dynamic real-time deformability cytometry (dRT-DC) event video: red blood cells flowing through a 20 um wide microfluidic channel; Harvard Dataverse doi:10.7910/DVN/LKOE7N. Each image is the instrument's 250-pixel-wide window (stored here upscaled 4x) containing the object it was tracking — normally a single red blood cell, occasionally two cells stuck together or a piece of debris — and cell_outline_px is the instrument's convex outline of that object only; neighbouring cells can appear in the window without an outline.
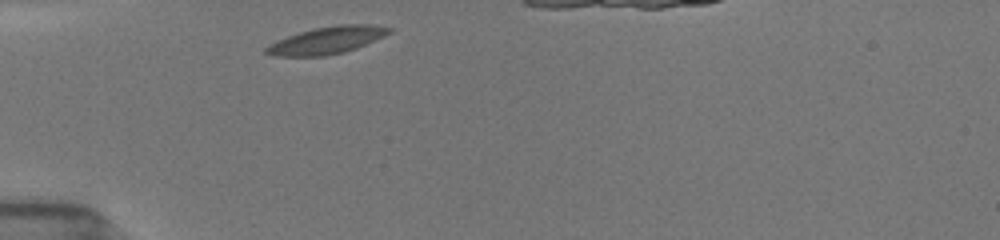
{"species": "common noctule bat (a hibernating species)", "species_latin": "Nyctalus noctula", "temperature_condition": "room temperature", "stored_images_in_passage": 7, "camera_frame_rate_fps": 3000, "um_per_image_px": 0.085, "animal": {"sex": "female", "body_mass_g": 19.5, "forearm_length_mm": 54.1}, "frame": {"image": 1, "passage_image": 1, "time_ms": 0.0, "image_size_px": [1000, 240], "cell_outline_px": [[392, 32], [384, 36], [356, 48], [344, 52], [324, 56], [272, 56], [264, 52], [264, 48], [276, 40], [300, 32], [316, 28], [336, 24], [372, 24], [392, 28]], "centroid_in_image_um": [27.79, 3.42], "position_along_channel_um": 57.2, "area_um2": 19.48}}
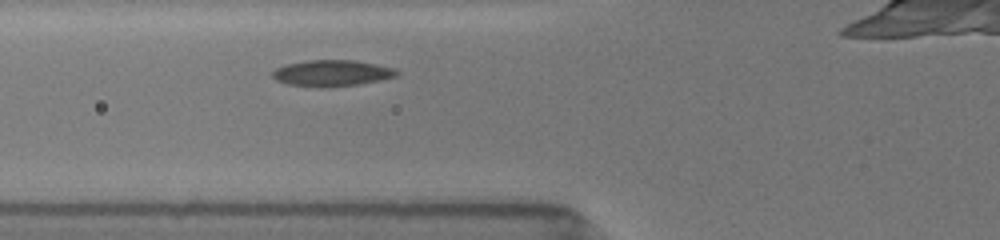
{"frame": {"image": 2, "passage_image": 5, "time_ms": 1.333, "image_size_px": [1000, 240], "cell_outline_px": [[400, 72], [396, 76], [380, 80], [360, 84], [320, 88], [288, 84], [276, 80], [272, 76], [272, 72], [276, 68], [284, 64], [304, 60], [356, 60], [396, 68]], "centroid_in_image_um": [28.21, 6.21], "position_along_channel_um": 97.6, "area_um2": 19.25}}